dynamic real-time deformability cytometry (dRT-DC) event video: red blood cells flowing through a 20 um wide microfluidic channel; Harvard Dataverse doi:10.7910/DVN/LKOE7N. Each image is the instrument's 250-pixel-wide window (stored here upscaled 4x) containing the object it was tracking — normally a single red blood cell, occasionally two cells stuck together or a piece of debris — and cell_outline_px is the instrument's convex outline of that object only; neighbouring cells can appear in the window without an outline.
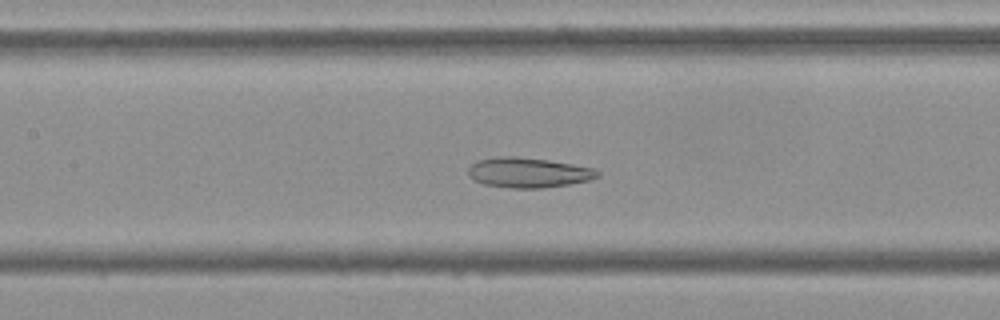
{"species": "Egyptian fruit bat (a non-hibernating species)", "species_latin": "Rousettus aegyptiacus", "temperature_condition": "cold", "stored_images_in_passage": 53, "camera_frame_rate_fps": 3000, "um_per_image_px": 0.085, "frame": {"image": 1, "passage_image": 24, "time_ms": 7.667, "image_size_px": [1000, 320], "cell_outline_px": [[600, 176], [588, 180], [568, 184], [544, 188], [512, 188], [484, 184], [472, 180], [468, 176], [468, 168], [476, 160], [500, 156], [516, 156], [548, 160], [596, 168], [600, 172]], "centroid_in_image_um": [44.89, 14.66], "position_along_channel_um": 162.5, "area_um2": 22.77}}
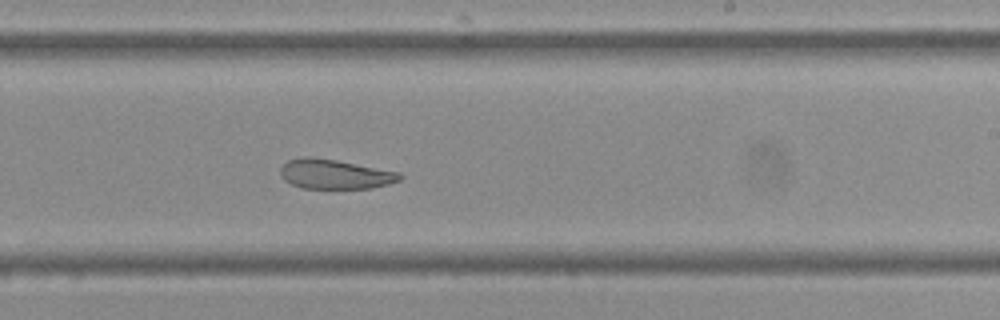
{"frame": {"image": 2, "passage_image": 32, "time_ms": 10.333, "image_size_px": [1000, 320], "cell_outline_px": [[404, 176], [400, 180], [388, 184], [372, 188], [300, 188], [284, 180], [280, 176], [280, 168], [288, 160], [308, 156], [336, 160], [400, 172]], "centroid_in_image_um": [28.46, 14.8], "position_along_channel_um": 260.5, "area_um2": 20.58}}
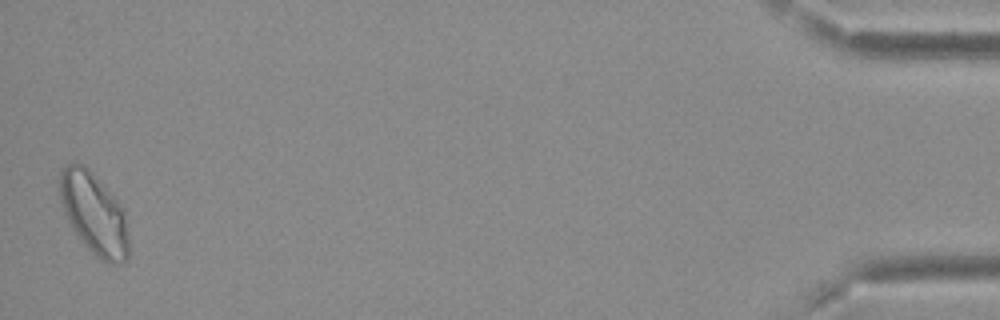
{"frame": {"image": 3, "passage_image": 53, "time_ms": 17.333, "image_size_px": [1000, 320], "cell_outline_px": [[128, 260], [120, 264], [108, 264], [96, 256], [84, 244], [72, 228], [60, 204], [60, 168], [68, 164], [84, 164], [92, 172], [124, 208], [128, 236]], "centroid_in_image_um": [8.0, 18.18], "position_along_channel_um": 427.2, "area_um2": 32.83}, "authors_computed_cell_mechanics": {"area_um2": 26.4724, "velocity_mm_per_s": 3.6944, "shape_relaxation_time_tau1_ms": null, "shape_relaxation_time_tau2_ms": 6.2362, "deformation_change_tau1": null, "deformation_change_tau2": 0.1309}}